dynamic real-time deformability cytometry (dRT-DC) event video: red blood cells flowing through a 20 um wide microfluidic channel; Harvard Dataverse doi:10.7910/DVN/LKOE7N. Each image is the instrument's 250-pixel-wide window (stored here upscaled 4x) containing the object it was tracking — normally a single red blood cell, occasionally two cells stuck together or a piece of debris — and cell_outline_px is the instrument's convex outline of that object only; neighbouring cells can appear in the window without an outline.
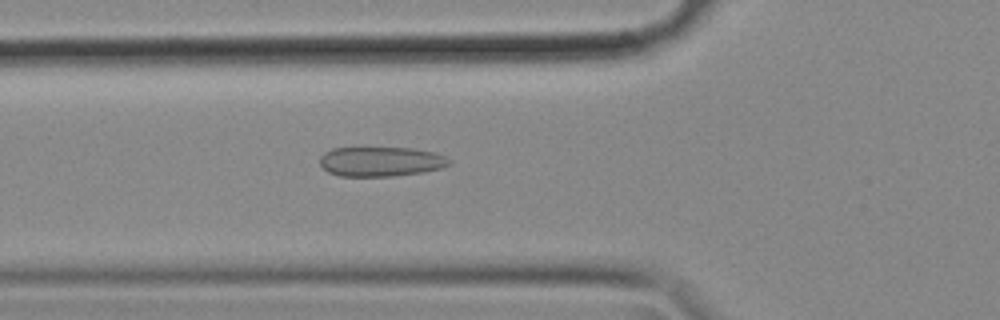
{"species": "common noctule bat (a hibernating species)", "species_latin": "Nyctalus noctula", "temperature_condition": "cold", "stored_images_in_passage": 55, "camera_frame_rate_fps": 3000, "um_per_image_px": 0.085, "animal": {"sex": "female", "body_mass_g": 18.4}, "frame": {"image": 1, "passage_image": 19, "time_ms": 6.0, "image_size_px": [1000, 320], "cell_outline_px": [[452, 164], [444, 168], [420, 172], [392, 176], [340, 176], [328, 172], [320, 164], [320, 156], [324, 152], [332, 148], [412, 148], [436, 152], [452, 160]], "centroid_in_image_um": [32.4, 13.73], "position_along_channel_um": 93.4, "area_um2": 22.48}}
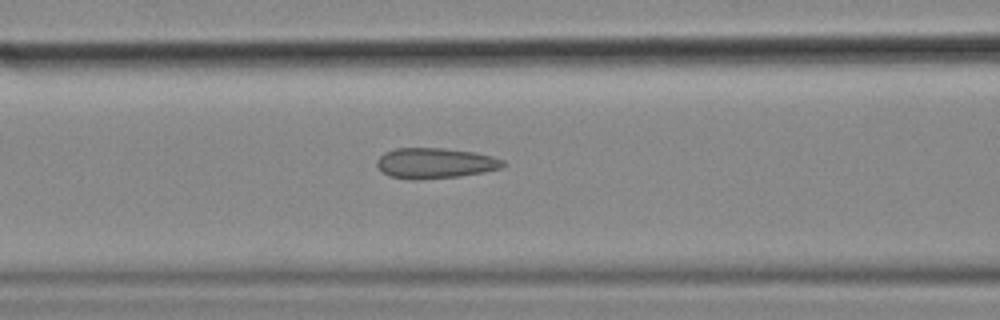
{"frame": {"image": 2, "passage_image": 22, "time_ms": 7.0, "image_size_px": [1000, 320], "cell_outline_px": [[504, 164], [500, 168], [484, 172], [460, 176], [420, 180], [408, 180], [392, 176], [384, 172], [376, 164], [376, 160], [384, 152], [396, 148], [444, 148], [476, 152], [492, 156], [504, 160]], "centroid_in_image_um": [36.98, 13.87], "position_along_channel_um": 129.6, "area_um2": 22.48}}
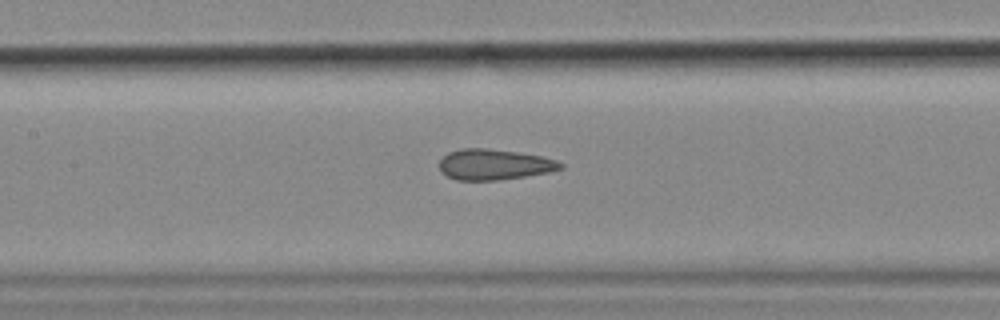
{"frame": {"image": 3, "passage_image": 25, "time_ms": 8.0, "image_size_px": [1000, 320], "cell_outline_px": [[564, 168], [548, 172], [524, 176], [496, 180], [456, 180], [440, 172], [440, 160], [448, 152], [460, 148], [488, 148], [516, 152], [540, 156], [556, 160], [564, 164]], "centroid_in_image_um": [41.98, 13.98], "position_along_channel_um": 165.4, "area_um2": 21.56}, "authors_computed_cell_mechanics": {"area_um2": 22.4842, "velocity_mm_per_s": 3.5722, "shape_relaxation_time_tau1_ms": null, "shape_relaxation_time_tau2_ms": 1.8596, "deformation_change_tau1": null, "deformation_change_tau2": 0.0793}}